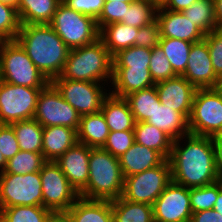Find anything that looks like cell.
I'll list each match as a JSON object with an SVG mask.
<instances>
[{"label":"cell","mask_w":222,"mask_h":222,"mask_svg":"<svg viewBox=\"0 0 222 222\" xmlns=\"http://www.w3.org/2000/svg\"><path fill=\"white\" fill-rule=\"evenodd\" d=\"M68 8L97 20L102 13L104 0H61Z\"/></svg>","instance_id":"bcb514c9"},{"label":"cell","mask_w":222,"mask_h":222,"mask_svg":"<svg viewBox=\"0 0 222 222\" xmlns=\"http://www.w3.org/2000/svg\"><path fill=\"white\" fill-rule=\"evenodd\" d=\"M7 161L4 158L3 154L1 153L0 150V173L4 171L5 167H6Z\"/></svg>","instance_id":"11a10c76"},{"label":"cell","mask_w":222,"mask_h":222,"mask_svg":"<svg viewBox=\"0 0 222 222\" xmlns=\"http://www.w3.org/2000/svg\"><path fill=\"white\" fill-rule=\"evenodd\" d=\"M61 0H19L17 13L21 24H49Z\"/></svg>","instance_id":"484cf974"},{"label":"cell","mask_w":222,"mask_h":222,"mask_svg":"<svg viewBox=\"0 0 222 222\" xmlns=\"http://www.w3.org/2000/svg\"><path fill=\"white\" fill-rule=\"evenodd\" d=\"M159 45L171 63L173 71L177 75H182L187 67L192 43L180 39L161 37Z\"/></svg>","instance_id":"1f68e13d"},{"label":"cell","mask_w":222,"mask_h":222,"mask_svg":"<svg viewBox=\"0 0 222 222\" xmlns=\"http://www.w3.org/2000/svg\"><path fill=\"white\" fill-rule=\"evenodd\" d=\"M168 0H153V3L157 6V7H163Z\"/></svg>","instance_id":"6f0895ef"},{"label":"cell","mask_w":222,"mask_h":222,"mask_svg":"<svg viewBox=\"0 0 222 222\" xmlns=\"http://www.w3.org/2000/svg\"><path fill=\"white\" fill-rule=\"evenodd\" d=\"M133 130L136 143L158 151L169 159L174 141L169 135L147 122H137Z\"/></svg>","instance_id":"83f0119b"},{"label":"cell","mask_w":222,"mask_h":222,"mask_svg":"<svg viewBox=\"0 0 222 222\" xmlns=\"http://www.w3.org/2000/svg\"><path fill=\"white\" fill-rule=\"evenodd\" d=\"M77 131L67 126L43 128L42 154L46 161L57 160L77 143Z\"/></svg>","instance_id":"44dd1931"},{"label":"cell","mask_w":222,"mask_h":222,"mask_svg":"<svg viewBox=\"0 0 222 222\" xmlns=\"http://www.w3.org/2000/svg\"><path fill=\"white\" fill-rule=\"evenodd\" d=\"M182 13L189 17L205 34L218 29L213 0H196Z\"/></svg>","instance_id":"d6a6232c"},{"label":"cell","mask_w":222,"mask_h":222,"mask_svg":"<svg viewBox=\"0 0 222 222\" xmlns=\"http://www.w3.org/2000/svg\"><path fill=\"white\" fill-rule=\"evenodd\" d=\"M5 41L6 39L0 34V49L2 48Z\"/></svg>","instance_id":"91938a15"},{"label":"cell","mask_w":222,"mask_h":222,"mask_svg":"<svg viewBox=\"0 0 222 222\" xmlns=\"http://www.w3.org/2000/svg\"><path fill=\"white\" fill-rule=\"evenodd\" d=\"M124 99L128 102L136 123L146 122L152 117L156 104H161L155 85L130 93Z\"/></svg>","instance_id":"f546056e"},{"label":"cell","mask_w":222,"mask_h":222,"mask_svg":"<svg viewBox=\"0 0 222 222\" xmlns=\"http://www.w3.org/2000/svg\"><path fill=\"white\" fill-rule=\"evenodd\" d=\"M182 76L196 88H213L218 76L216 75L206 41L192 43L188 63Z\"/></svg>","instance_id":"2e32d148"},{"label":"cell","mask_w":222,"mask_h":222,"mask_svg":"<svg viewBox=\"0 0 222 222\" xmlns=\"http://www.w3.org/2000/svg\"><path fill=\"white\" fill-rule=\"evenodd\" d=\"M216 168L219 176H222V135L212 137Z\"/></svg>","instance_id":"c3c4849f"},{"label":"cell","mask_w":222,"mask_h":222,"mask_svg":"<svg viewBox=\"0 0 222 222\" xmlns=\"http://www.w3.org/2000/svg\"><path fill=\"white\" fill-rule=\"evenodd\" d=\"M112 89L110 94L124 98L125 96L155 85L149 69L113 68Z\"/></svg>","instance_id":"d6986e66"},{"label":"cell","mask_w":222,"mask_h":222,"mask_svg":"<svg viewBox=\"0 0 222 222\" xmlns=\"http://www.w3.org/2000/svg\"><path fill=\"white\" fill-rule=\"evenodd\" d=\"M42 89L0 81V124L33 119Z\"/></svg>","instance_id":"30bf717a"},{"label":"cell","mask_w":222,"mask_h":222,"mask_svg":"<svg viewBox=\"0 0 222 222\" xmlns=\"http://www.w3.org/2000/svg\"><path fill=\"white\" fill-rule=\"evenodd\" d=\"M52 211L43 206H11L0 208L6 222H47Z\"/></svg>","instance_id":"d590c367"},{"label":"cell","mask_w":222,"mask_h":222,"mask_svg":"<svg viewBox=\"0 0 222 222\" xmlns=\"http://www.w3.org/2000/svg\"><path fill=\"white\" fill-rule=\"evenodd\" d=\"M160 38V25L156 19L154 22L139 28L135 39V46L152 49L159 44Z\"/></svg>","instance_id":"f6af8a7d"},{"label":"cell","mask_w":222,"mask_h":222,"mask_svg":"<svg viewBox=\"0 0 222 222\" xmlns=\"http://www.w3.org/2000/svg\"><path fill=\"white\" fill-rule=\"evenodd\" d=\"M188 127L192 135L214 137L222 134V97L213 88H197Z\"/></svg>","instance_id":"52a82bcc"},{"label":"cell","mask_w":222,"mask_h":222,"mask_svg":"<svg viewBox=\"0 0 222 222\" xmlns=\"http://www.w3.org/2000/svg\"><path fill=\"white\" fill-rule=\"evenodd\" d=\"M16 40L49 81L61 75L70 48L49 24H21Z\"/></svg>","instance_id":"7a4b0ae2"},{"label":"cell","mask_w":222,"mask_h":222,"mask_svg":"<svg viewBox=\"0 0 222 222\" xmlns=\"http://www.w3.org/2000/svg\"><path fill=\"white\" fill-rule=\"evenodd\" d=\"M33 118L43 127L67 126L78 131L81 115L49 83L39 94Z\"/></svg>","instance_id":"4fadbf2b"},{"label":"cell","mask_w":222,"mask_h":222,"mask_svg":"<svg viewBox=\"0 0 222 222\" xmlns=\"http://www.w3.org/2000/svg\"><path fill=\"white\" fill-rule=\"evenodd\" d=\"M152 49L131 46L113 56V68H144L149 69Z\"/></svg>","instance_id":"8d00e7d4"},{"label":"cell","mask_w":222,"mask_h":222,"mask_svg":"<svg viewBox=\"0 0 222 222\" xmlns=\"http://www.w3.org/2000/svg\"><path fill=\"white\" fill-rule=\"evenodd\" d=\"M138 30L139 28L115 22L104 26L100 30L99 38L113 57L119 51L135 45Z\"/></svg>","instance_id":"4316f807"},{"label":"cell","mask_w":222,"mask_h":222,"mask_svg":"<svg viewBox=\"0 0 222 222\" xmlns=\"http://www.w3.org/2000/svg\"><path fill=\"white\" fill-rule=\"evenodd\" d=\"M50 83L81 116L100 112L104 99L109 95L107 91H110L104 89L105 83L98 82L52 79Z\"/></svg>","instance_id":"7c38bea8"},{"label":"cell","mask_w":222,"mask_h":222,"mask_svg":"<svg viewBox=\"0 0 222 222\" xmlns=\"http://www.w3.org/2000/svg\"><path fill=\"white\" fill-rule=\"evenodd\" d=\"M154 222H190V188L171 181L153 204Z\"/></svg>","instance_id":"5bb4252c"},{"label":"cell","mask_w":222,"mask_h":222,"mask_svg":"<svg viewBox=\"0 0 222 222\" xmlns=\"http://www.w3.org/2000/svg\"><path fill=\"white\" fill-rule=\"evenodd\" d=\"M166 159L158 152L136 142L119 157L124 178L161 165Z\"/></svg>","instance_id":"ffe728a7"},{"label":"cell","mask_w":222,"mask_h":222,"mask_svg":"<svg viewBox=\"0 0 222 222\" xmlns=\"http://www.w3.org/2000/svg\"><path fill=\"white\" fill-rule=\"evenodd\" d=\"M113 222H154L153 206L134 203L122 196L111 201Z\"/></svg>","instance_id":"f1b7e54d"},{"label":"cell","mask_w":222,"mask_h":222,"mask_svg":"<svg viewBox=\"0 0 222 222\" xmlns=\"http://www.w3.org/2000/svg\"><path fill=\"white\" fill-rule=\"evenodd\" d=\"M11 206H43L40 171L0 173V208Z\"/></svg>","instance_id":"9c48e42d"},{"label":"cell","mask_w":222,"mask_h":222,"mask_svg":"<svg viewBox=\"0 0 222 222\" xmlns=\"http://www.w3.org/2000/svg\"><path fill=\"white\" fill-rule=\"evenodd\" d=\"M213 89L222 97V75L218 76Z\"/></svg>","instance_id":"db71d44e"},{"label":"cell","mask_w":222,"mask_h":222,"mask_svg":"<svg viewBox=\"0 0 222 222\" xmlns=\"http://www.w3.org/2000/svg\"><path fill=\"white\" fill-rule=\"evenodd\" d=\"M101 112L110 131H134L136 121L124 98L109 93L103 101Z\"/></svg>","instance_id":"7402d4cb"},{"label":"cell","mask_w":222,"mask_h":222,"mask_svg":"<svg viewBox=\"0 0 222 222\" xmlns=\"http://www.w3.org/2000/svg\"><path fill=\"white\" fill-rule=\"evenodd\" d=\"M213 210L222 214V182L218 180V197L214 203Z\"/></svg>","instance_id":"f5cc1de1"},{"label":"cell","mask_w":222,"mask_h":222,"mask_svg":"<svg viewBox=\"0 0 222 222\" xmlns=\"http://www.w3.org/2000/svg\"><path fill=\"white\" fill-rule=\"evenodd\" d=\"M158 7L151 1L134 0L126 9L125 16L120 21L136 28H140L157 19Z\"/></svg>","instance_id":"836d02e7"},{"label":"cell","mask_w":222,"mask_h":222,"mask_svg":"<svg viewBox=\"0 0 222 222\" xmlns=\"http://www.w3.org/2000/svg\"><path fill=\"white\" fill-rule=\"evenodd\" d=\"M104 1H113V2H126V3H132L134 0H104Z\"/></svg>","instance_id":"680465c9"},{"label":"cell","mask_w":222,"mask_h":222,"mask_svg":"<svg viewBox=\"0 0 222 222\" xmlns=\"http://www.w3.org/2000/svg\"><path fill=\"white\" fill-rule=\"evenodd\" d=\"M171 182V164L166 159L161 165L124 179L122 197L130 202L152 205Z\"/></svg>","instance_id":"ba28073f"},{"label":"cell","mask_w":222,"mask_h":222,"mask_svg":"<svg viewBox=\"0 0 222 222\" xmlns=\"http://www.w3.org/2000/svg\"><path fill=\"white\" fill-rule=\"evenodd\" d=\"M20 27L17 8L0 2V34L6 40H16Z\"/></svg>","instance_id":"ab89813d"},{"label":"cell","mask_w":222,"mask_h":222,"mask_svg":"<svg viewBox=\"0 0 222 222\" xmlns=\"http://www.w3.org/2000/svg\"><path fill=\"white\" fill-rule=\"evenodd\" d=\"M124 179L119 158L102 147L91 148L88 183L79 195L89 200L118 199L123 194Z\"/></svg>","instance_id":"277c9868"},{"label":"cell","mask_w":222,"mask_h":222,"mask_svg":"<svg viewBox=\"0 0 222 222\" xmlns=\"http://www.w3.org/2000/svg\"><path fill=\"white\" fill-rule=\"evenodd\" d=\"M109 132V127L101 111L82 115L77 131V141L92 148L103 147Z\"/></svg>","instance_id":"d4e9b609"},{"label":"cell","mask_w":222,"mask_h":222,"mask_svg":"<svg viewBox=\"0 0 222 222\" xmlns=\"http://www.w3.org/2000/svg\"><path fill=\"white\" fill-rule=\"evenodd\" d=\"M146 122L162 130L173 140L190 134L188 120L180 112L163 104H156L152 117Z\"/></svg>","instance_id":"603a6c76"},{"label":"cell","mask_w":222,"mask_h":222,"mask_svg":"<svg viewBox=\"0 0 222 222\" xmlns=\"http://www.w3.org/2000/svg\"><path fill=\"white\" fill-rule=\"evenodd\" d=\"M47 222H74L67 211L51 212Z\"/></svg>","instance_id":"f907efd6"},{"label":"cell","mask_w":222,"mask_h":222,"mask_svg":"<svg viewBox=\"0 0 222 222\" xmlns=\"http://www.w3.org/2000/svg\"><path fill=\"white\" fill-rule=\"evenodd\" d=\"M15 132L19 148L23 151L42 152L43 126L34 118L10 124Z\"/></svg>","instance_id":"4dcf8cb0"},{"label":"cell","mask_w":222,"mask_h":222,"mask_svg":"<svg viewBox=\"0 0 222 222\" xmlns=\"http://www.w3.org/2000/svg\"><path fill=\"white\" fill-rule=\"evenodd\" d=\"M0 79L31 88H45L50 83L17 40H6L0 49Z\"/></svg>","instance_id":"5b68a950"},{"label":"cell","mask_w":222,"mask_h":222,"mask_svg":"<svg viewBox=\"0 0 222 222\" xmlns=\"http://www.w3.org/2000/svg\"><path fill=\"white\" fill-rule=\"evenodd\" d=\"M157 21L161 37L180 39L196 43L204 39L205 33L182 12H175L158 7Z\"/></svg>","instance_id":"ac0fdd59"},{"label":"cell","mask_w":222,"mask_h":222,"mask_svg":"<svg viewBox=\"0 0 222 222\" xmlns=\"http://www.w3.org/2000/svg\"><path fill=\"white\" fill-rule=\"evenodd\" d=\"M91 148L92 147L77 142L55 160L67 177L69 183L78 193H80L88 183Z\"/></svg>","instance_id":"e0dca14e"},{"label":"cell","mask_w":222,"mask_h":222,"mask_svg":"<svg viewBox=\"0 0 222 222\" xmlns=\"http://www.w3.org/2000/svg\"><path fill=\"white\" fill-rule=\"evenodd\" d=\"M190 222H222V214L213 209L192 213Z\"/></svg>","instance_id":"7dc6e473"},{"label":"cell","mask_w":222,"mask_h":222,"mask_svg":"<svg viewBox=\"0 0 222 222\" xmlns=\"http://www.w3.org/2000/svg\"><path fill=\"white\" fill-rule=\"evenodd\" d=\"M161 104L180 112L187 120L190 117L197 88L182 75L155 84Z\"/></svg>","instance_id":"9a60e30c"},{"label":"cell","mask_w":222,"mask_h":222,"mask_svg":"<svg viewBox=\"0 0 222 222\" xmlns=\"http://www.w3.org/2000/svg\"><path fill=\"white\" fill-rule=\"evenodd\" d=\"M0 222H6V221L0 216Z\"/></svg>","instance_id":"94428289"},{"label":"cell","mask_w":222,"mask_h":222,"mask_svg":"<svg viewBox=\"0 0 222 222\" xmlns=\"http://www.w3.org/2000/svg\"><path fill=\"white\" fill-rule=\"evenodd\" d=\"M113 57L99 38L95 42L70 49L63 72L53 79L109 83L112 81ZM107 81V82H106Z\"/></svg>","instance_id":"3957f363"},{"label":"cell","mask_w":222,"mask_h":222,"mask_svg":"<svg viewBox=\"0 0 222 222\" xmlns=\"http://www.w3.org/2000/svg\"><path fill=\"white\" fill-rule=\"evenodd\" d=\"M49 25L70 49L91 44L99 39L100 31L96 20L68 8L62 2Z\"/></svg>","instance_id":"8992f818"},{"label":"cell","mask_w":222,"mask_h":222,"mask_svg":"<svg viewBox=\"0 0 222 222\" xmlns=\"http://www.w3.org/2000/svg\"><path fill=\"white\" fill-rule=\"evenodd\" d=\"M195 1L196 0H168L163 8L170 11L182 12L190 7Z\"/></svg>","instance_id":"681fc988"},{"label":"cell","mask_w":222,"mask_h":222,"mask_svg":"<svg viewBox=\"0 0 222 222\" xmlns=\"http://www.w3.org/2000/svg\"><path fill=\"white\" fill-rule=\"evenodd\" d=\"M169 161L171 181L187 188L202 187L220 179L212 137L188 134L174 140Z\"/></svg>","instance_id":"6da1fadb"},{"label":"cell","mask_w":222,"mask_h":222,"mask_svg":"<svg viewBox=\"0 0 222 222\" xmlns=\"http://www.w3.org/2000/svg\"><path fill=\"white\" fill-rule=\"evenodd\" d=\"M0 2L17 7L19 0H0Z\"/></svg>","instance_id":"9f6ffc18"},{"label":"cell","mask_w":222,"mask_h":222,"mask_svg":"<svg viewBox=\"0 0 222 222\" xmlns=\"http://www.w3.org/2000/svg\"><path fill=\"white\" fill-rule=\"evenodd\" d=\"M46 160L42 152H30L20 150L14 157L7 161L6 167L1 173L27 174L39 172Z\"/></svg>","instance_id":"e575fe53"},{"label":"cell","mask_w":222,"mask_h":222,"mask_svg":"<svg viewBox=\"0 0 222 222\" xmlns=\"http://www.w3.org/2000/svg\"><path fill=\"white\" fill-rule=\"evenodd\" d=\"M149 70L155 84L177 76L159 44L152 48Z\"/></svg>","instance_id":"f35d334b"},{"label":"cell","mask_w":222,"mask_h":222,"mask_svg":"<svg viewBox=\"0 0 222 222\" xmlns=\"http://www.w3.org/2000/svg\"><path fill=\"white\" fill-rule=\"evenodd\" d=\"M218 197V181L197 188H190L192 213L213 209Z\"/></svg>","instance_id":"74e56055"},{"label":"cell","mask_w":222,"mask_h":222,"mask_svg":"<svg viewBox=\"0 0 222 222\" xmlns=\"http://www.w3.org/2000/svg\"><path fill=\"white\" fill-rule=\"evenodd\" d=\"M135 142L134 131H110L103 149L119 158Z\"/></svg>","instance_id":"60d3db41"},{"label":"cell","mask_w":222,"mask_h":222,"mask_svg":"<svg viewBox=\"0 0 222 222\" xmlns=\"http://www.w3.org/2000/svg\"><path fill=\"white\" fill-rule=\"evenodd\" d=\"M40 177L43 207L46 209L52 212L67 211L80 198L55 161H46L43 164Z\"/></svg>","instance_id":"8fae6325"},{"label":"cell","mask_w":222,"mask_h":222,"mask_svg":"<svg viewBox=\"0 0 222 222\" xmlns=\"http://www.w3.org/2000/svg\"><path fill=\"white\" fill-rule=\"evenodd\" d=\"M130 3L105 1L102 13L96 20L99 31L106 25L120 22L125 16Z\"/></svg>","instance_id":"b9f144b4"},{"label":"cell","mask_w":222,"mask_h":222,"mask_svg":"<svg viewBox=\"0 0 222 222\" xmlns=\"http://www.w3.org/2000/svg\"><path fill=\"white\" fill-rule=\"evenodd\" d=\"M74 222H113L111 201L80 197L68 210Z\"/></svg>","instance_id":"cb8c5ba5"},{"label":"cell","mask_w":222,"mask_h":222,"mask_svg":"<svg viewBox=\"0 0 222 222\" xmlns=\"http://www.w3.org/2000/svg\"><path fill=\"white\" fill-rule=\"evenodd\" d=\"M217 27L222 28V0H213Z\"/></svg>","instance_id":"816d5d0a"},{"label":"cell","mask_w":222,"mask_h":222,"mask_svg":"<svg viewBox=\"0 0 222 222\" xmlns=\"http://www.w3.org/2000/svg\"><path fill=\"white\" fill-rule=\"evenodd\" d=\"M0 150L6 161L20 151L13 127L9 124H0Z\"/></svg>","instance_id":"ee69618b"},{"label":"cell","mask_w":222,"mask_h":222,"mask_svg":"<svg viewBox=\"0 0 222 222\" xmlns=\"http://www.w3.org/2000/svg\"><path fill=\"white\" fill-rule=\"evenodd\" d=\"M213 69L217 76L222 75V28L205 34Z\"/></svg>","instance_id":"7bdbcfd3"}]
</instances>
